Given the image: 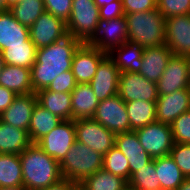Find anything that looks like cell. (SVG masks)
Instances as JSON below:
<instances>
[{
  "label": "cell",
  "mask_w": 190,
  "mask_h": 190,
  "mask_svg": "<svg viewBox=\"0 0 190 190\" xmlns=\"http://www.w3.org/2000/svg\"><path fill=\"white\" fill-rule=\"evenodd\" d=\"M81 44L77 38L67 35L47 47L36 50V62L31 68L34 93L47 89L58 75L72 69L73 55Z\"/></svg>",
  "instance_id": "obj_1"
},
{
  "label": "cell",
  "mask_w": 190,
  "mask_h": 190,
  "mask_svg": "<svg viewBox=\"0 0 190 190\" xmlns=\"http://www.w3.org/2000/svg\"><path fill=\"white\" fill-rule=\"evenodd\" d=\"M19 156L23 186L27 190L46 188L63 179L60 163L47 155L36 143H31Z\"/></svg>",
  "instance_id": "obj_2"
},
{
  "label": "cell",
  "mask_w": 190,
  "mask_h": 190,
  "mask_svg": "<svg viewBox=\"0 0 190 190\" xmlns=\"http://www.w3.org/2000/svg\"><path fill=\"white\" fill-rule=\"evenodd\" d=\"M128 28V41L143 48L166 44L165 17L154 9L152 11L125 14Z\"/></svg>",
  "instance_id": "obj_3"
},
{
  "label": "cell",
  "mask_w": 190,
  "mask_h": 190,
  "mask_svg": "<svg viewBox=\"0 0 190 190\" xmlns=\"http://www.w3.org/2000/svg\"><path fill=\"white\" fill-rule=\"evenodd\" d=\"M102 165L103 155L76 141L60 162V170L62 178L79 184Z\"/></svg>",
  "instance_id": "obj_4"
},
{
  "label": "cell",
  "mask_w": 190,
  "mask_h": 190,
  "mask_svg": "<svg viewBox=\"0 0 190 190\" xmlns=\"http://www.w3.org/2000/svg\"><path fill=\"white\" fill-rule=\"evenodd\" d=\"M128 41V28L125 15L116 19H99L97 27L84 42L86 46L95 47L110 53L114 48Z\"/></svg>",
  "instance_id": "obj_5"
},
{
  "label": "cell",
  "mask_w": 190,
  "mask_h": 190,
  "mask_svg": "<svg viewBox=\"0 0 190 190\" xmlns=\"http://www.w3.org/2000/svg\"><path fill=\"white\" fill-rule=\"evenodd\" d=\"M99 19V7L94 0H72L67 33L84 43L94 32Z\"/></svg>",
  "instance_id": "obj_6"
},
{
  "label": "cell",
  "mask_w": 190,
  "mask_h": 190,
  "mask_svg": "<svg viewBox=\"0 0 190 190\" xmlns=\"http://www.w3.org/2000/svg\"><path fill=\"white\" fill-rule=\"evenodd\" d=\"M134 131L142 147L153 159L170 154L174 141L169 124L155 121Z\"/></svg>",
  "instance_id": "obj_7"
},
{
  "label": "cell",
  "mask_w": 190,
  "mask_h": 190,
  "mask_svg": "<svg viewBox=\"0 0 190 190\" xmlns=\"http://www.w3.org/2000/svg\"><path fill=\"white\" fill-rule=\"evenodd\" d=\"M76 141L105 155L114 145L116 134L93 118L75 120Z\"/></svg>",
  "instance_id": "obj_8"
},
{
  "label": "cell",
  "mask_w": 190,
  "mask_h": 190,
  "mask_svg": "<svg viewBox=\"0 0 190 190\" xmlns=\"http://www.w3.org/2000/svg\"><path fill=\"white\" fill-rule=\"evenodd\" d=\"M76 142L75 120H63L36 144L59 163Z\"/></svg>",
  "instance_id": "obj_9"
},
{
  "label": "cell",
  "mask_w": 190,
  "mask_h": 190,
  "mask_svg": "<svg viewBox=\"0 0 190 190\" xmlns=\"http://www.w3.org/2000/svg\"><path fill=\"white\" fill-rule=\"evenodd\" d=\"M92 118L115 134L133 131L130 128L125 102L118 94L99 101Z\"/></svg>",
  "instance_id": "obj_10"
},
{
  "label": "cell",
  "mask_w": 190,
  "mask_h": 190,
  "mask_svg": "<svg viewBox=\"0 0 190 190\" xmlns=\"http://www.w3.org/2000/svg\"><path fill=\"white\" fill-rule=\"evenodd\" d=\"M118 95L125 102L144 100L156 102L157 83L135 72H122L119 76Z\"/></svg>",
  "instance_id": "obj_11"
},
{
  "label": "cell",
  "mask_w": 190,
  "mask_h": 190,
  "mask_svg": "<svg viewBox=\"0 0 190 190\" xmlns=\"http://www.w3.org/2000/svg\"><path fill=\"white\" fill-rule=\"evenodd\" d=\"M30 39L37 49L47 47L68 35L66 22L44 11L29 28Z\"/></svg>",
  "instance_id": "obj_12"
},
{
  "label": "cell",
  "mask_w": 190,
  "mask_h": 190,
  "mask_svg": "<svg viewBox=\"0 0 190 190\" xmlns=\"http://www.w3.org/2000/svg\"><path fill=\"white\" fill-rule=\"evenodd\" d=\"M156 83L158 96L171 94L180 89H189V67L186 57L173 55Z\"/></svg>",
  "instance_id": "obj_13"
},
{
  "label": "cell",
  "mask_w": 190,
  "mask_h": 190,
  "mask_svg": "<svg viewBox=\"0 0 190 190\" xmlns=\"http://www.w3.org/2000/svg\"><path fill=\"white\" fill-rule=\"evenodd\" d=\"M120 71L113 59L107 54L98 64L96 73L89 85L98 101L118 94Z\"/></svg>",
  "instance_id": "obj_14"
},
{
  "label": "cell",
  "mask_w": 190,
  "mask_h": 190,
  "mask_svg": "<svg viewBox=\"0 0 190 190\" xmlns=\"http://www.w3.org/2000/svg\"><path fill=\"white\" fill-rule=\"evenodd\" d=\"M166 45L174 56L190 55V14L165 19Z\"/></svg>",
  "instance_id": "obj_15"
},
{
  "label": "cell",
  "mask_w": 190,
  "mask_h": 190,
  "mask_svg": "<svg viewBox=\"0 0 190 190\" xmlns=\"http://www.w3.org/2000/svg\"><path fill=\"white\" fill-rule=\"evenodd\" d=\"M107 53L82 43L73 55L72 72L77 84H89Z\"/></svg>",
  "instance_id": "obj_16"
},
{
  "label": "cell",
  "mask_w": 190,
  "mask_h": 190,
  "mask_svg": "<svg viewBox=\"0 0 190 190\" xmlns=\"http://www.w3.org/2000/svg\"><path fill=\"white\" fill-rule=\"evenodd\" d=\"M190 110V89H180L171 94L158 96L156 121L171 124L182 113Z\"/></svg>",
  "instance_id": "obj_17"
},
{
  "label": "cell",
  "mask_w": 190,
  "mask_h": 190,
  "mask_svg": "<svg viewBox=\"0 0 190 190\" xmlns=\"http://www.w3.org/2000/svg\"><path fill=\"white\" fill-rule=\"evenodd\" d=\"M115 146L128 159L129 179L134 172L140 170L153 159L140 144L134 130L116 134Z\"/></svg>",
  "instance_id": "obj_18"
},
{
  "label": "cell",
  "mask_w": 190,
  "mask_h": 190,
  "mask_svg": "<svg viewBox=\"0 0 190 190\" xmlns=\"http://www.w3.org/2000/svg\"><path fill=\"white\" fill-rule=\"evenodd\" d=\"M36 103V93L17 95L12 104L1 114L0 120L28 132Z\"/></svg>",
  "instance_id": "obj_19"
},
{
  "label": "cell",
  "mask_w": 190,
  "mask_h": 190,
  "mask_svg": "<svg viewBox=\"0 0 190 190\" xmlns=\"http://www.w3.org/2000/svg\"><path fill=\"white\" fill-rule=\"evenodd\" d=\"M172 56V51L166 44L146 47L143 51L142 65L138 73L147 80L157 82Z\"/></svg>",
  "instance_id": "obj_20"
},
{
  "label": "cell",
  "mask_w": 190,
  "mask_h": 190,
  "mask_svg": "<svg viewBox=\"0 0 190 190\" xmlns=\"http://www.w3.org/2000/svg\"><path fill=\"white\" fill-rule=\"evenodd\" d=\"M29 38V27L19 23L10 11L0 12V52L9 45L24 44Z\"/></svg>",
  "instance_id": "obj_21"
},
{
  "label": "cell",
  "mask_w": 190,
  "mask_h": 190,
  "mask_svg": "<svg viewBox=\"0 0 190 190\" xmlns=\"http://www.w3.org/2000/svg\"><path fill=\"white\" fill-rule=\"evenodd\" d=\"M0 86L13 91L16 95L34 93L31 85V69L5 64L0 73Z\"/></svg>",
  "instance_id": "obj_22"
},
{
  "label": "cell",
  "mask_w": 190,
  "mask_h": 190,
  "mask_svg": "<svg viewBox=\"0 0 190 190\" xmlns=\"http://www.w3.org/2000/svg\"><path fill=\"white\" fill-rule=\"evenodd\" d=\"M72 120L92 118L99 104L89 84H77L71 91Z\"/></svg>",
  "instance_id": "obj_23"
},
{
  "label": "cell",
  "mask_w": 190,
  "mask_h": 190,
  "mask_svg": "<svg viewBox=\"0 0 190 190\" xmlns=\"http://www.w3.org/2000/svg\"><path fill=\"white\" fill-rule=\"evenodd\" d=\"M143 51V47L127 41L121 46L114 48L108 55L113 59L120 73H138L142 65Z\"/></svg>",
  "instance_id": "obj_24"
},
{
  "label": "cell",
  "mask_w": 190,
  "mask_h": 190,
  "mask_svg": "<svg viewBox=\"0 0 190 190\" xmlns=\"http://www.w3.org/2000/svg\"><path fill=\"white\" fill-rule=\"evenodd\" d=\"M37 103L62 120L72 119L71 93H58L47 89L36 92Z\"/></svg>",
  "instance_id": "obj_25"
},
{
  "label": "cell",
  "mask_w": 190,
  "mask_h": 190,
  "mask_svg": "<svg viewBox=\"0 0 190 190\" xmlns=\"http://www.w3.org/2000/svg\"><path fill=\"white\" fill-rule=\"evenodd\" d=\"M28 132L0 120V153L21 154L29 145Z\"/></svg>",
  "instance_id": "obj_26"
},
{
  "label": "cell",
  "mask_w": 190,
  "mask_h": 190,
  "mask_svg": "<svg viewBox=\"0 0 190 190\" xmlns=\"http://www.w3.org/2000/svg\"><path fill=\"white\" fill-rule=\"evenodd\" d=\"M63 120L36 103L28 128L31 143H37Z\"/></svg>",
  "instance_id": "obj_27"
},
{
  "label": "cell",
  "mask_w": 190,
  "mask_h": 190,
  "mask_svg": "<svg viewBox=\"0 0 190 190\" xmlns=\"http://www.w3.org/2000/svg\"><path fill=\"white\" fill-rule=\"evenodd\" d=\"M155 170L161 190H177L186 178L170 155L155 158Z\"/></svg>",
  "instance_id": "obj_28"
},
{
  "label": "cell",
  "mask_w": 190,
  "mask_h": 190,
  "mask_svg": "<svg viewBox=\"0 0 190 190\" xmlns=\"http://www.w3.org/2000/svg\"><path fill=\"white\" fill-rule=\"evenodd\" d=\"M35 44L29 38L24 44L9 45L1 51L5 64L31 69L36 62Z\"/></svg>",
  "instance_id": "obj_29"
},
{
  "label": "cell",
  "mask_w": 190,
  "mask_h": 190,
  "mask_svg": "<svg viewBox=\"0 0 190 190\" xmlns=\"http://www.w3.org/2000/svg\"><path fill=\"white\" fill-rule=\"evenodd\" d=\"M125 107L132 130L156 121V102L136 100L125 103Z\"/></svg>",
  "instance_id": "obj_30"
},
{
  "label": "cell",
  "mask_w": 190,
  "mask_h": 190,
  "mask_svg": "<svg viewBox=\"0 0 190 190\" xmlns=\"http://www.w3.org/2000/svg\"><path fill=\"white\" fill-rule=\"evenodd\" d=\"M23 186L19 154L0 153V187Z\"/></svg>",
  "instance_id": "obj_31"
},
{
  "label": "cell",
  "mask_w": 190,
  "mask_h": 190,
  "mask_svg": "<svg viewBox=\"0 0 190 190\" xmlns=\"http://www.w3.org/2000/svg\"><path fill=\"white\" fill-rule=\"evenodd\" d=\"M79 185L84 190H122L128 182L103 168L86 177Z\"/></svg>",
  "instance_id": "obj_32"
},
{
  "label": "cell",
  "mask_w": 190,
  "mask_h": 190,
  "mask_svg": "<svg viewBox=\"0 0 190 190\" xmlns=\"http://www.w3.org/2000/svg\"><path fill=\"white\" fill-rule=\"evenodd\" d=\"M9 11L21 24L31 27L45 11L43 0H23L10 6Z\"/></svg>",
  "instance_id": "obj_33"
},
{
  "label": "cell",
  "mask_w": 190,
  "mask_h": 190,
  "mask_svg": "<svg viewBox=\"0 0 190 190\" xmlns=\"http://www.w3.org/2000/svg\"><path fill=\"white\" fill-rule=\"evenodd\" d=\"M128 185L135 190H160V182L155 170V158L134 172Z\"/></svg>",
  "instance_id": "obj_34"
},
{
  "label": "cell",
  "mask_w": 190,
  "mask_h": 190,
  "mask_svg": "<svg viewBox=\"0 0 190 190\" xmlns=\"http://www.w3.org/2000/svg\"><path fill=\"white\" fill-rule=\"evenodd\" d=\"M102 168L129 181V162L114 145L104 156Z\"/></svg>",
  "instance_id": "obj_35"
},
{
  "label": "cell",
  "mask_w": 190,
  "mask_h": 190,
  "mask_svg": "<svg viewBox=\"0 0 190 190\" xmlns=\"http://www.w3.org/2000/svg\"><path fill=\"white\" fill-rule=\"evenodd\" d=\"M157 9L165 17L190 14V0H157Z\"/></svg>",
  "instance_id": "obj_36"
},
{
  "label": "cell",
  "mask_w": 190,
  "mask_h": 190,
  "mask_svg": "<svg viewBox=\"0 0 190 190\" xmlns=\"http://www.w3.org/2000/svg\"><path fill=\"white\" fill-rule=\"evenodd\" d=\"M170 126L174 143L190 144V110L182 113Z\"/></svg>",
  "instance_id": "obj_37"
},
{
  "label": "cell",
  "mask_w": 190,
  "mask_h": 190,
  "mask_svg": "<svg viewBox=\"0 0 190 190\" xmlns=\"http://www.w3.org/2000/svg\"><path fill=\"white\" fill-rule=\"evenodd\" d=\"M170 157L174 160L176 165L180 168L182 174L190 177V144L174 143L170 151Z\"/></svg>",
  "instance_id": "obj_38"
},
{
  "label": "cell",
  "mask_w": 190,
  "mask_h": 190,
  "mask_svg": "<svg viewBox=\"0 0 190 190\" xmlns=\"http://www.w3.org/2000/svg\"><path fill=\"white\" fill-rule=\"evenodd\" d=\"M76 85L73 72L69 70L58 75L48 86L47 90L58 93H71Z\"/></svg>",
  "instance_id": "obj_39"
},
{
  "label": "cell",
  "mask_w": 190,
  "mask_h": 190,
  "mask_svg": "<svg viewBox=\"0 0 190 190\" xmlns=\"http://www.w3.org/2000/svg\"><path fill=\"white\" fill-rule=\"evenodd\" d=\"M45 11L63 19L65 22L70 18L72 0H43Z\"/></svg>",
  "instance_id": "obj_40"
},
{
  "label": "cell",
  "mask_w": 190,
  "mask_h": 190,
  "mask_svg": "<svg viewBox=\"0 0 190 190\" xmlns=\"http://www.w3.org/2000/svg\"><path fill=\"white\" fill-rule=\"evenodd\" d=\"M124 15L157 9V0H122Z\"/></svg>",
  "instance_id": "obj_41"
},
{
  "label": "cell",
  "mask_w": 190,
  "mask_h": 190,
  "mask_svg": "<svg viewBox=\"0 0 190 190\" xmlns=\"http://www.w3.org/2000/svg\"><path fill=\"white\" fill-rule=\"evenodd\" d=\"M99 16L104 20H111L124 16L122 0H115L108 5L100 7Z\"/></svg>",
  "instance_id": "obj_42"
},
{
  "label": "cell",
  "mask_w": 190,
  "mask_h": 190,
  "mask_svg": "<svg viewBox=\"0 0 190 190\" xmlns=\"http://www.w3.org/2000/svg\"><path fill=\"white\" fill-rule=\"evenodd\" d=\"M16 96L13 91L0 86V115L12 104Z\"/></svg>",
  "instance_id": "obj_43"
},
{
  "label": "cell",
  "mask_w": 190,
  "mask_h": 190,
  "mask_svg": "<svg viewBox=\"0 0 190 190\" xmlns=\"http://www.w3.org/2000/svg\"><path fill=\"white\" fill-rule=\"evenodd\" d=\"M77 185V183L63 178L59 182L39 190H73Z\"/></svg>",
  "instance_id": "obj_44"
},
{
  "label": "cell",
  "mask_w": 190,
  "mask_h": 190,
  "mask_svg": "<svg viewBox=\"0 0 190 190\" xmlns=\"http://www.w3.org/2000/svg\"><path fill=\"white\" fill-rule=\"evenodd\" d=\"M177 190H190V177L185 178L183 183L177 188Z\"/></svg>",
  "instance_id": "obj_45"
},
{
  "label": "cell",
  "mask_w": 190,
  "mask_h": 190,
  "mask_svg": "<svg viewBox=\"0 0 190 190\" xmlns=\"http://www.w3.org/2000/svg\"><path fill=\"white\" fill-rule=\"evenodd\" d=\"M10 5L8 0H0V12L9 11Z\"/></svg>",
  "instance_id": "obj_46"
},
{
  "label": "cell",
  "mask_w": 190,
  "mask_h": 190,
  "mask_svg": "<svg viewBox=\"0 0 190 190\" xmlns=\"http://www.w3.org/2000/svg\"><path fill=\"white\" fill-rule=\"evenodd\" d=\"M115 0H94V2L96 3V5L100 8L102 6L108 5L110 3H112Z\"/></svg>",
  "instance_id": "obj_47"
},
{
  "label": "cell",
  "mask_w": 190,
  "mask_h": 190,
  "mask_svg": "<svg viewBox=\"0 0 190 190\" xmlns=\"http://www.w3.org/2000/svg\"><path fill=\"white\" fill-rule=\"evenodd\" d=\"M0 190H27L24 186L0 187Z\"/></svg>",
  "instance_id": "obj_48"
},
{
  "label": "cell",
  "mask_w": 190,
  "mask_h": 190,
  "mask_svg": "<svg viewBox=\"0 0 190 190\" xmlns=\"http://www.w3.org/2000/svg\"><path fill=\"white\" fill-rule=\"evenodd\" d=\"M4 66H5V62H4L2 53L0 52V73L3 70Z\"/></svg>",
  "instance_id": "obj_49"
},
{
  "label": "cell",
  "mask_w": 190,
  "mask_h": 190,
  "mask_svg": "<svg viewBox=\"0 0 190 190\" xmlns=\"http://www.w3.org/2000/svg\"><path fill=\"white\" fill-rule=\"evenodd\" d=\"M21 1L23 0H8L10 6L17 4L18 2H21Z\"/></svg>",
  "instance_id": "obj_50"
},
{
  "label": "cell",
  "mask_w": 190,
  "mask_h": 190,
  "mask_svg": "<svg viewBox=\"0 0 190 190\" xmlns=\"http://www.w3.org/2000/svg\"><path fill=\"white\" fill-rule=\"evenodd\" d=\"M188 67H189V80H190V55L186 57Z\"/></svg>",
  "instance_id": "obj_51"
},
{
  "label": "cell",
  "mask_w": 190,
  "mask_h": 190,
  "mask_svg": "<svg viewBox=\"0 0 190 190\" xmlns=\"http://www.w3.org/2000/svg\"><path fill=\"white\" fill-rule=\"evenodd\" d=\"M73 190H84L79 184Z\"/></svg>",
  "instance_id": "obj_52"
},
{
  "label": "cell",
  "mask_w": 190,
  "mask_h": 190,
  "mask_svg": "<svg viewBox=\"0 0 190 190\" xmlns=\"http://www.w3.org/2000/svg\"><path fill=\"white\" fill-rule=\"evenodd\" d=\"M122 190H135V189H133V188H131L129 185H127L124 189H122Z\"/></svg>",
  "instance_id": "obj_53"
}]
</instances>
